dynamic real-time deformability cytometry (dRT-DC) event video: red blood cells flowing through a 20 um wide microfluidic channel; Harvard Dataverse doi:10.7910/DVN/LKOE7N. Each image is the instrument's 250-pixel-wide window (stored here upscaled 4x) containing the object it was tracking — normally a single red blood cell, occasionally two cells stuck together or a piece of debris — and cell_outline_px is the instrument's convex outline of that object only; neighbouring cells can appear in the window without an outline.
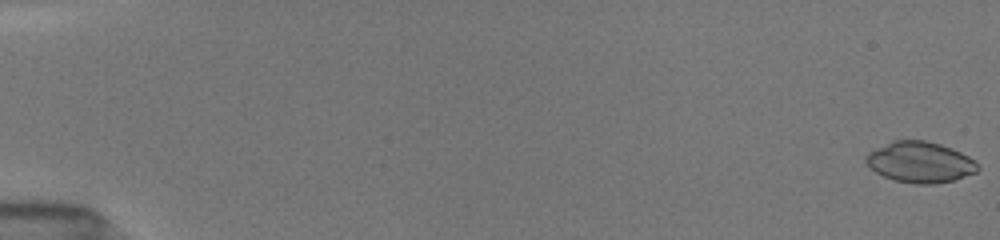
{"species": "common noctule bat (a hibernating species)", "species_latin": "Nyctalus noctula", "temperature_condition": "room temperature", "stored_images_in_passage": 15, "camera_frame_rate_fps": 3000, "um_per_image_px": 0.085, "animal": {"sex": "female", "body_mass_g": 19.5, "forearm_length_mm": 54.1}, "frame": {"image": 1, "passage_image": 1, "time_ms": 0.0, "image_size_px": [1000, 240], "cell_outline_px": [[980, 168], [976, 172], [956, 180], [936, 184], [916, 184], [892, 180], [876, 172], [864, 160], [864, 156], [868, 152], [876, 148], [896, 140], [924, 140], [940, 144], [960, 152], [968, 156]], "centroid_in_image_um": [78.2, 13.8], "position_along_channel_um": 6.8, "area_um2": 26.53}}
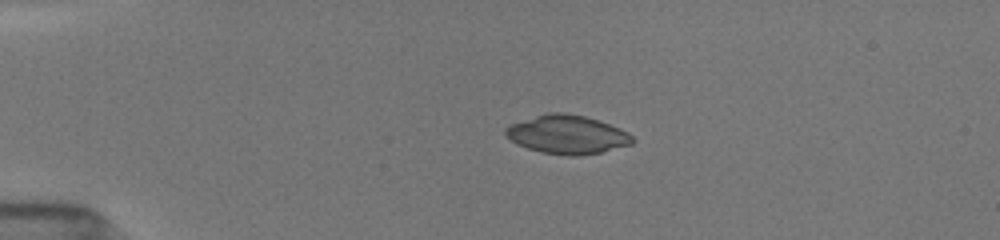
{"frame": {"image": 2, "passage_image": 9, "time_ms": 4.0, "image_size_px": [1000, 240], "cell_outline_px": [[632, 144], [600, 152], [580, 156], [568, 156], [540, 152], [516, 144], [504, 136], [504, 128], [512, 124], [536, 116], [552, 112], [564, 112], [584, 116], [608, 124], [628, 132], [632, 136]], "centroid_in_image_um": [48.17, 11.45], "position_along_channel_um": 36.8, "area_um2": 28.32}}
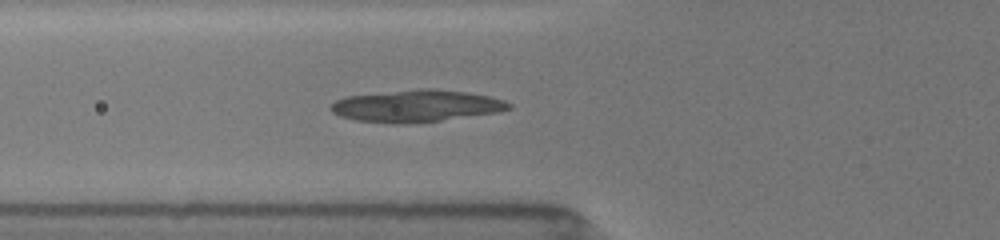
{"frame": {"image": 3, "passage_image": 15, "time_ms": 6.667, "image_size_px": [1000, 240], "cell_outline_px": [[512, 108], [500, 112], [440, 120], [404, 124], [392, 124], [356, 120], [340, 116], [332, 112], [328, 108], [336, 100], [348, 96], [420, 88], [432, 88], [468, 92], [488, 96], [504, 100], [512, 104]], "centroid_in_image_um": [35.4, 9.0], "position_along_channel_um": 90.4, "area_um2": 33.23}}